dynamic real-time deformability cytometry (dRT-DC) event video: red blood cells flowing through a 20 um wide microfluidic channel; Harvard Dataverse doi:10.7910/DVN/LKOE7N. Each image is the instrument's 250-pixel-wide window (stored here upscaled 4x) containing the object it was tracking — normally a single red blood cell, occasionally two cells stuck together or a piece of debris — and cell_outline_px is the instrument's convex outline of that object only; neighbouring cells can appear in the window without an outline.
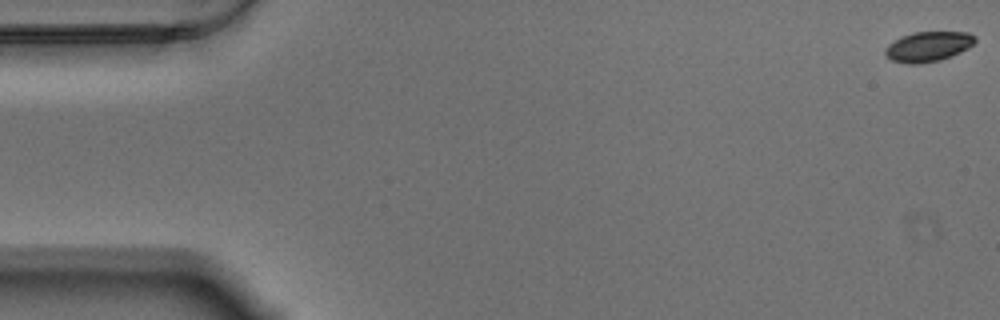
{"species": "Egyptian fruit bat (a non-hibernating species)", "species_latin": "Rousettus aegyptiacus", "temperature_condition": "warm", "stored_images_in_passage": 59, "camera_frame_rate_fps": 3000, "um_per_image_px": 0.085, "animal": {"sex": "male"}, "frame": {"image": 1, "passage_image": 1, "time_ms": 0.0, "image_size_px": [1000, 320], "cell_outline_px": [[976, 40], [968, 48], [952, 56], [940, 60], [920, 64], [908, 64], [892, 60], [884, 56], [884, 48], [888, 44], [912, 32], [968, 32], [976, 36]], "centroid_in_image_um": [78.88, 3.97], "position_along_channel_um": 6.1, "area_um2": 15.78}}
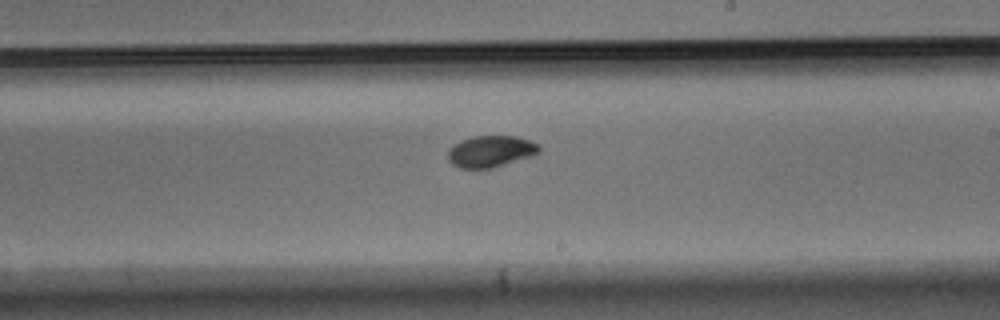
{"frame": {"image": 2, "passage_image": 34, "time_ms": 11.0, "image_size_px": [1000, 320], "cell_outline_px": [[540, 152], [536, 156], [492, 168], [460, 168], [452, 164], [448, 160], [448, 148], [460, 140], [472, 136], [516, 136], [540, 144]], "centroid_in_image_um": [41.74, 12.87], "position_along_channel_um": 247.3, "area_um2": 17.11}}
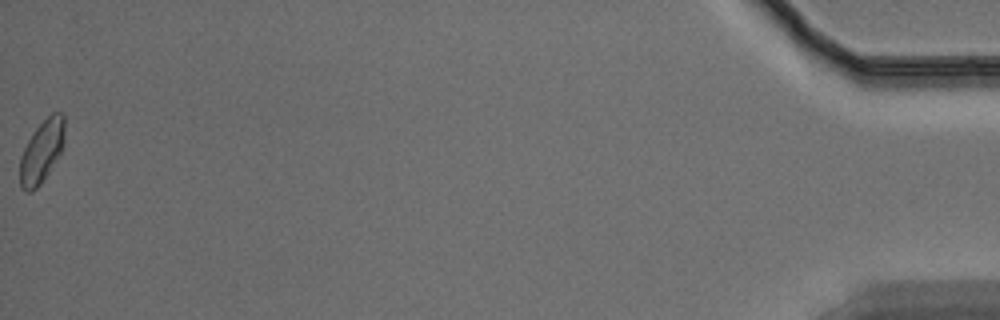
{"frame": {"image": 3, "passage_image": 59, "time_ms": 19.333, "image_size_px": [1000, 320], "cell_outline_px": [[64, 148], [40, 184], [32, 192], [24, 192], [20, 188], [20, 156], [32, 132], [52, 112], [64, 112]], "centroid_in_image_um": [3.55, 12.87], "position_along_channel_um": 431.7, "area_um2": 16.42}, "authors_computed_cell_mechanics": {"area_um2": 16.5308, "velocity_mm_per_s": 3.4504, "shape_relaxation_time_tau1_ms": 3.1116, "shape_relaxation_time_tau2_ms": 2.8828, "deformation_change_tau1": 0.1209, "deformation_change_tau2": 0.0396}}